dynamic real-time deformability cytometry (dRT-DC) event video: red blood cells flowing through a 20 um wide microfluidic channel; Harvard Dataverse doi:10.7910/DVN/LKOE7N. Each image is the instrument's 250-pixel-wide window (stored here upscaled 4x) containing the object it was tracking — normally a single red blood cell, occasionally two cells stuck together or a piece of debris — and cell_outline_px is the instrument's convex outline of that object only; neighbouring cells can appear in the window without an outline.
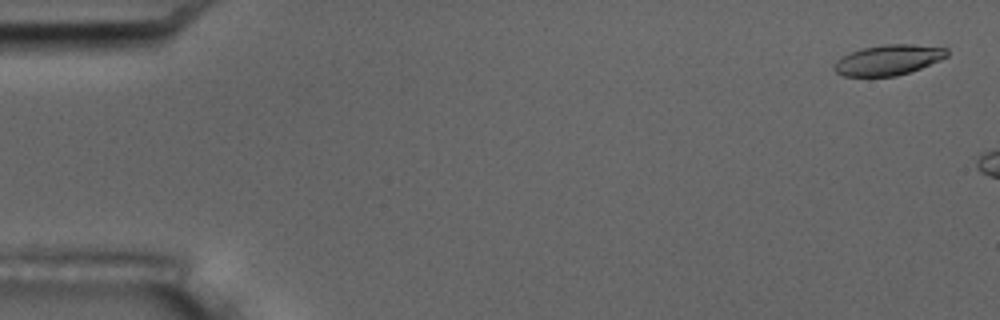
{"species": "common noctule bat (a hibernating species)", "species_latin": "Nyctalus noctula", "temperature_condition": "room temperature", "stored_images_in_passage": 3, "camera_frame_rate_fps": 3000, "um_per_image_px": 0.085, "animal": {"sex": "male", "body_mass_g": 17.5, "forearm_length_mm": 52.3}, "frame": {"image": 1, "passage_image": 1, "time_ms": 0.0, "image_size_px": [1000, 320], "cell_outline_px": [[948, 56], [940, 60], [920, 68], [896, 76], [844, 76], [836, 72], [832, 68], [832, 64], [840, 56], [864, 48], [884, 44], [912, 44], [948, 48]], "centroid_in_image_um": [75.48, 5.09], "position_along_channel_um": 9.5, "area_um2": 19.94}}